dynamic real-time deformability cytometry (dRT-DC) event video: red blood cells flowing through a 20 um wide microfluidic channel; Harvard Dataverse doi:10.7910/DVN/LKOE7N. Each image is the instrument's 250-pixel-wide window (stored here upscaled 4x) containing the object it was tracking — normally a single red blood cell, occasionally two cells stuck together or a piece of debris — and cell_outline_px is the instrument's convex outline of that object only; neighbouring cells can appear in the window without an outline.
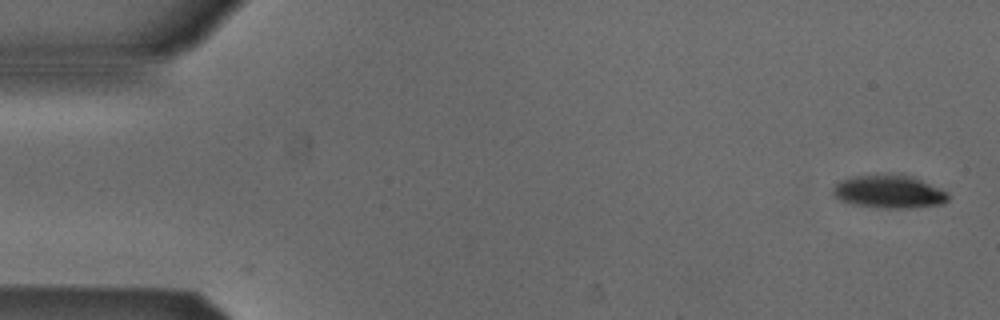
{"species": "Egyptian fruit bat (a non-hibernating species)", "species_latin": "Rousettus aegyptiacus", "temperature_condition": "cold", "stored_images_in_passage": 2, "camera_frame_rate_fps": 3000, "um_per_image_px": 0.085, "animal": {"sex": "male"}, "frame": {"image": 1, "passage_image": 2, "time_ms": 0.333, "image_size_px": [1000, 320], "cell_outline_px": [[948, 200], [944, 204], [912, 208], [884, 208], [852, 204], [840, 200], [832, 192], [832, 188], [840, 180], [848, 176], [888, 172], [912, 176], [940, 188], [948, 192]], "centroid_in_image_um": [75.56, 16.26], "position_along_channel_um": 9.4, "area_um2": 22.83}}